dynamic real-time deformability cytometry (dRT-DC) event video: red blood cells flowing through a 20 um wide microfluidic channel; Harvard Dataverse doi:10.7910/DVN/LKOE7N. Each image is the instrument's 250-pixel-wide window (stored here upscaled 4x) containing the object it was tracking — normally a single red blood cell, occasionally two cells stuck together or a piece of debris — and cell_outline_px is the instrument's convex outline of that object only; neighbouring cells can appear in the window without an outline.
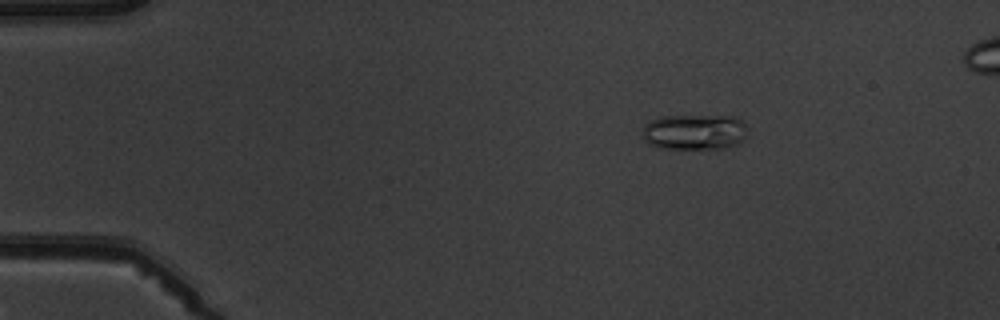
{"species": "common noctule bat (a hibernating species)", "species_latin": "Nyctalus noctula", "temperature_condition": "warm", "stored_images_in_passage": 5, "camera_frame_rate_fps": 3000, "um_per_image_px": 0.085, "animal": {"sex": "male", "body_mass_g": 19.5, "forearm_length_mm": 54.6}, "frame": {"image": 1, "passage_image": 1, "time_ms": 0.0, "image_size_px": [1000, 320], "cell_outline_px": [[744, 140], [728, 148], [660, 148], [648, 144], [644, 140], [644, 124], [648, 120], [660, 116], [736, 116], [744, 124]], "centroid_in_image_um": [58.99, 11.21], "position_along_channel_um": 26.0, "area_um2": 21.73}}
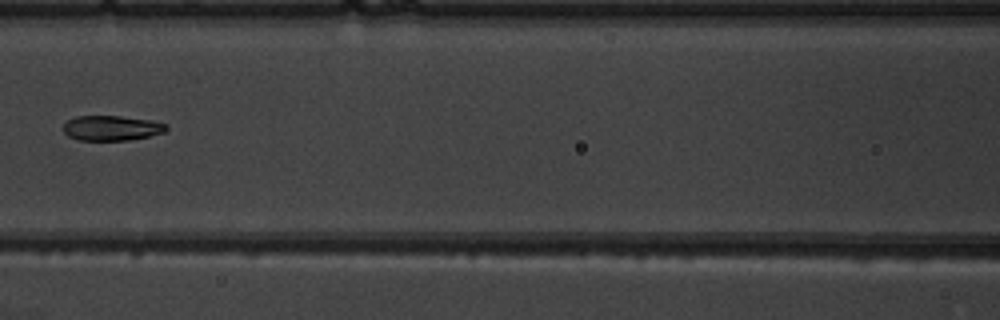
{"frame": {"image": 2, "passage_image": 5, "time_ms": 5.333, "image_size_px": [1000, 320], "cell_outline_px": [[168, 128], [164, 132], [148, 136], [128, 140], [80, 140], [68, 136], [64, 132], [64, 124], [68, 120], [76, 116], [120, 116], [152, 120], [168, 124]], "centroid_in_image_um": [9.5, 10.88], "position_along_channel_um": 157.1, "area_um2": 14.97}}